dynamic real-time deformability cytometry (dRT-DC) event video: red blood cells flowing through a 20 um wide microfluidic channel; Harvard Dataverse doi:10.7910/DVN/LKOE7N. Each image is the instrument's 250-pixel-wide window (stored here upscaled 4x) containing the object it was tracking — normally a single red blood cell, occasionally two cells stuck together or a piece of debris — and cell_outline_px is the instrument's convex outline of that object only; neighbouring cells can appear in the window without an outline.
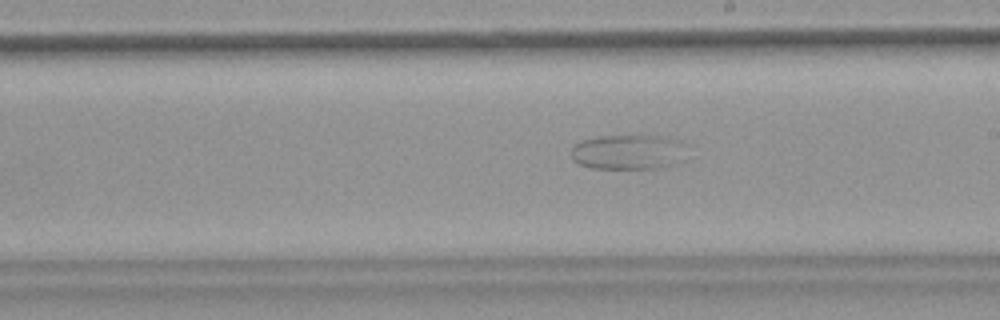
{"species": "common noctule bat (a hibernating species)", "species_latin": "Nyctalus noctula", "temperature_condition": "warm", "stored_images_in_passage": 46, "camera_frame_rate_fps": 3000, "um_per_image_px": 0.085, "animal": {"sex": "female", "body_mass_g": 18.4}, "frame": {"image": 1, "passage_image": 23, "time_ms": 7.333, "image_size_px": [1000, 320], "cell_outline_px": [[692, 144], [684, 160], [676, 164], [660, 168], [592, 168], [580, 164], [572, 160], [572, 148], [580, 140], [596, 136], [664, 136], [680, 140]], "centroid_in_image_um": [53.54, 12.91], "position_along_channel_um": 235.5, "area_um2": 24.28}}
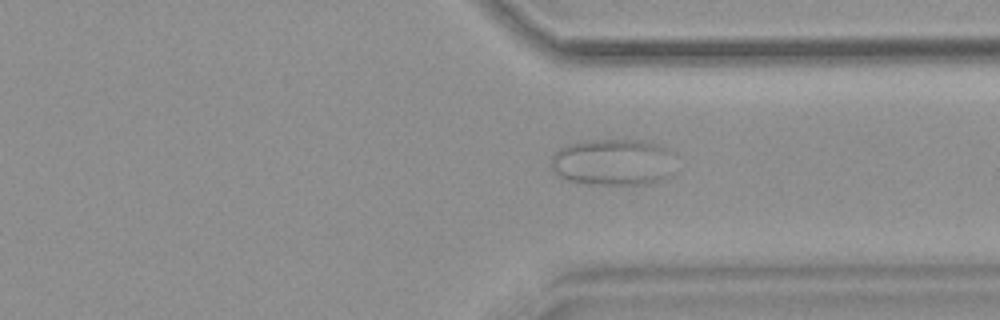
{"frame": {"image": 2, "passage_image": 33, "time_ms": 10.667, "image_size_px": [1000, 320], "cell_outline_px": [[672, 172], [664, 180], [648, 184], [588, 184], [568, 180], [560, 176], [552, 168], [552, 156], [560, 148], [568, 144], [592, 140], [640, 140], [656, 144], [664, 148], [668, 152]], "centroid_in_image_um": [52.07, 13.8], "position_along_channel_um": 359.3, "area_um2": 33.23}}
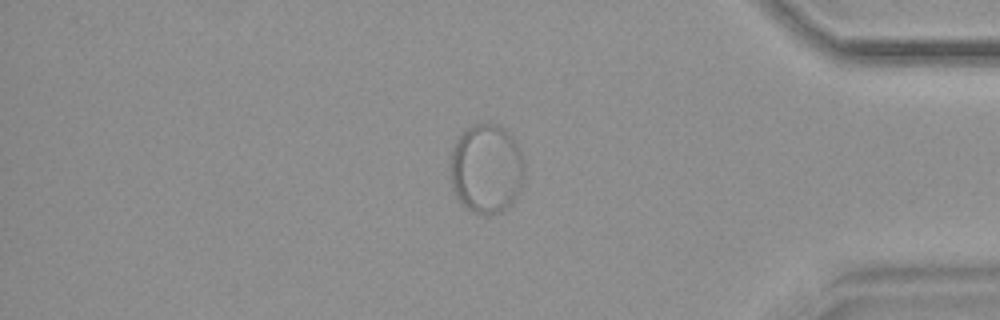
{"frame": {"image": 3, "passage_image": 38, "time_ms": 12.333, "image_size_px": [1000, 320], "cell_outline_px": [[524, 180], [512, 204], [500, 212], [484, 216], [468, 208], [456, 196], [452, 188], [448, 168], [448, 160], [452, 148], [456, 140], [472, 124], [480, 120], [496, 124], [504, 128], [512, 136], [520, 152], [524, 164]], "centroid_in_image_um": [41.31, 14.31], "position_along_channel_um": 393.9, "area_um2": 39.3}}